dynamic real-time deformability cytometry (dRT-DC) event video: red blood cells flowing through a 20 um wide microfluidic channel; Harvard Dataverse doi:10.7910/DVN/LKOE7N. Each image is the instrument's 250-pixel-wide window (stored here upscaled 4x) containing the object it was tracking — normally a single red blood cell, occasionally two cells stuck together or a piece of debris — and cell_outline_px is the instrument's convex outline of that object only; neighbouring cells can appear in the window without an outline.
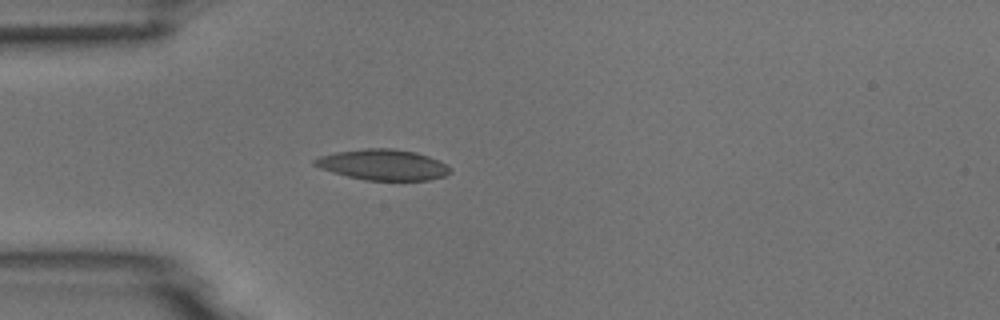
{"species": "common noctule bat (a hibernating species)", "species_latin": "Nyctalus noctula", "temperature_condition": "room temperature", "stored_images_in_passage": 2, "camera_frame_rate_fps": 3000, "um_per_image_px": 0.085, "animal": {"sex": "male", "body_mass_g": 18.8}, "frame": {"image": 1, "passage_image": 2, "time_ms": 1.0, "image_size_px": [1000, 320], "cell_outline_px": [[452, 172], [444, 176], [428, 180], [364, 180], [332, 172], [320, 168], [312, 164], [312, 160], [320, 156], [336, 152], [364, 148], [392, 148], [416, 152], [428, 156], [452, 168]], "centroid_in_image_um": [32.54, 14.0], "position_along_channel_um": 52.5, "area_um2": 24.22}}